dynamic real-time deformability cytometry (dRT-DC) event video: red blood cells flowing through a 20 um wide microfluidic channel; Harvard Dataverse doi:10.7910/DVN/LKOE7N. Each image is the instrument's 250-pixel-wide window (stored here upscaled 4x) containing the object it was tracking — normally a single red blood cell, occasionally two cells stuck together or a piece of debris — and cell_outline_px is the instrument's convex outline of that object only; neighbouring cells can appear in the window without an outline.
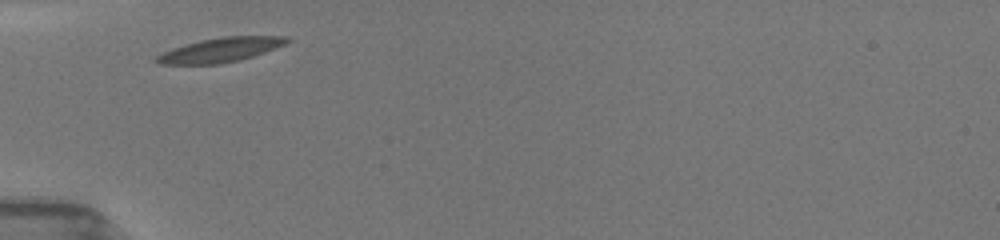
{"species": "common noctule bat (a hibernating species)", "species_latin": "Nyctalus noctula", "temperature_condition": "room temperature", "stored_images_in_passage": 7, "camera_frame_rate_fps": 3000, "um_per_image_px": 0.085, "animal": {"sex": "female", "body_mass_g": 19.5, "forearm_length_mm": 54.1}, "frame": {"image": 1, "passage_image": 1, "time_ms": 0.0, "image_size_px": [1000, 240], "cell_outline_px": [[292, 40], [284, 44], [264, 52], [240, 60], [220, 64], [156, 64], [152, 60], [156, 56], [172, 48], [200, 40], [220, 36], [288, 36]], "centroid_in_image_um": [18.71, 4.24], "position_along_channel_um": 66.3, "area_um2": 18.55}}
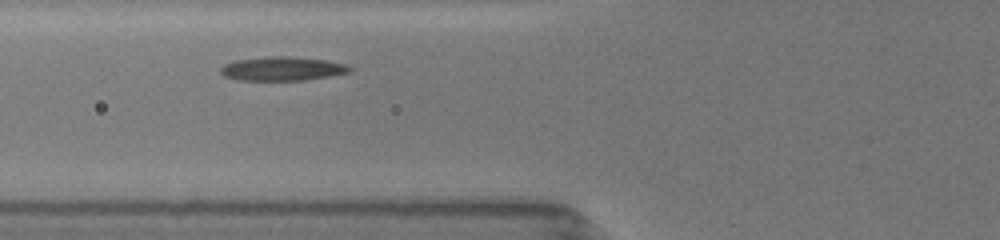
{"frame": {"image": 2, "passage_image": 5, "time_ms": 1.0, "image_size_px": [1000, 240], "cell_outline_px": [[352, 72], [304, 80], [236, 80], [224, 76], [220, 72], [220, 68], [224, 64], [236, 60], [268, 56], [292, 56], [324, 60], [348, 64], [352, 68]], "centroid_in_image_um": [24.0, 5.83], "position_along_channel_um": 101.8, "area_um2": 18.09}}
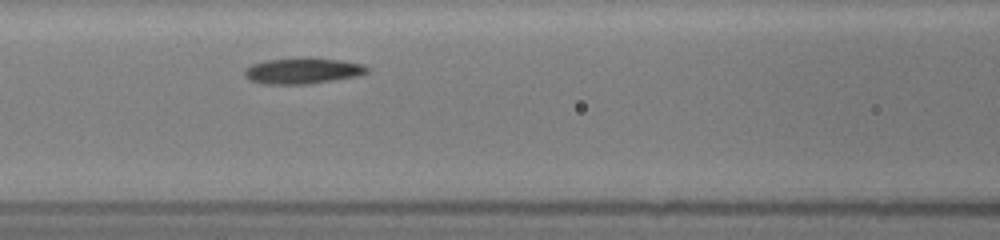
{"frame": {"image": 3, "passage_image": 7, "time_ms": 2.0, "image_size_px": [1000, 240], "cell_outline_px": [[368, 72], [360, 76], [308, 84], [264, 84], [248, 80], [244, 76], [244, 72], [252, 64], [264, 60], [308, 56], [312, 56], [340, 60], [364, 64], [368, 68]], "centroid_in_image_um": [25.74, 6.0], "position_along_channel_um": 140.9, "area_um2": 19.02}}